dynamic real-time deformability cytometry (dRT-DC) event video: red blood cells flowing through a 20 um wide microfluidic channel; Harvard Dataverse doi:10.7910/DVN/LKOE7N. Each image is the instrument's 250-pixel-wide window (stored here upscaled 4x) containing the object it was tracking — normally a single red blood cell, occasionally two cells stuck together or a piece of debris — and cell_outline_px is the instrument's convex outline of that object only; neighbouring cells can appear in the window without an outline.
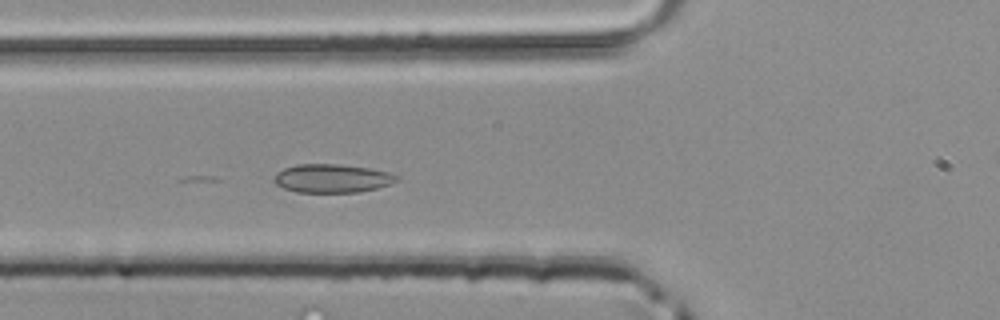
{"species": "common noctule bat (a hibernating species)", "species_latin": "Nyctalus noctula", "temperature_condition": "room temperature", "stored_images_in_passage": 45, "camera_frame_rate_fps": 3000, "um_per_image_px": 0.085, "animal": {"sex": "male", "body_mass_g": 20.4}, "frame": {"image": 1, "passage_image": 14, "time_ms": 4.333, "image_size_px": [1000, 320], "cell_outline_px": [[400, 180], [376, 188], [360, 192], [296, 192], [284, 188], [276, 184], [272, 180], [276, 172], [284, 168], [296, 164], [336, 164], [368, 168], [388, 172], [400, 176]], "centroid_in_image_um": [28.2, 15.16], "position_along_channel_um": 97.6, "area_um2": 20.4}}
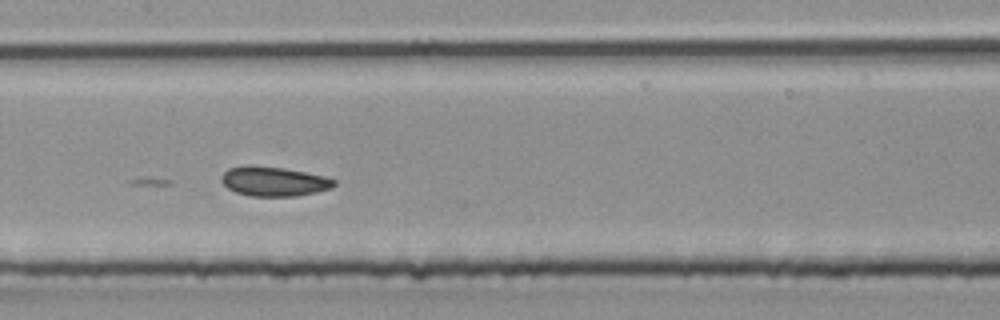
{"frame": {"image": 2, "passage_image": 20, "time_ms": 6.333, "image_size_px": [1000, 320], "cell_outline_px": [[336, 184], [332, 188], [316, 192], [296, 196], [252, 196], [236, 192], [228, 188], [220, 180], [220, 176], [228, 168], [244, 164], [248, 164], [284, 168], [324, 176], [336, 180]], "centroid_in_image_um": [23.25, 15.4], "position_along_channel_um": 184.2, "area_um2": 19.54}}
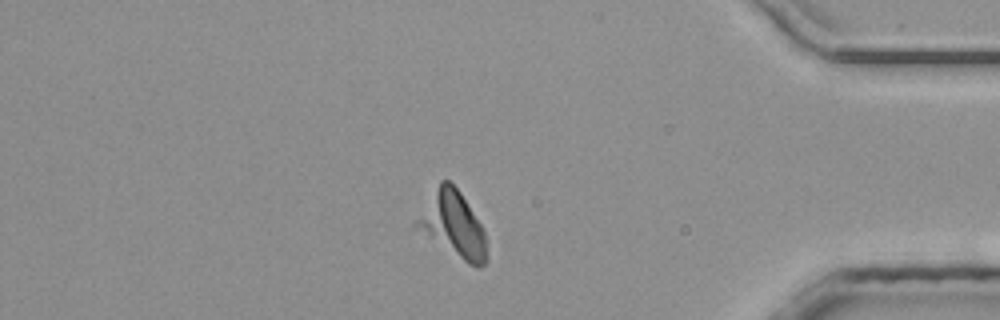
{"frame": {"image": 3, "passage_image": 37, "time_ms": 12.0, "image_size_px": [1000, 320], "cell_outline_px": [[488, 260], [480, 268], [476, 268], [468, 264], [412, 228], [412, 224], [440, 180], [448, 180], [460, 192], [480, 224], [484, 232]], "centroid_in_image_um": [38.47, 19.13], "position_along_channel_um": 396.7, "area_um2": 26.76}}